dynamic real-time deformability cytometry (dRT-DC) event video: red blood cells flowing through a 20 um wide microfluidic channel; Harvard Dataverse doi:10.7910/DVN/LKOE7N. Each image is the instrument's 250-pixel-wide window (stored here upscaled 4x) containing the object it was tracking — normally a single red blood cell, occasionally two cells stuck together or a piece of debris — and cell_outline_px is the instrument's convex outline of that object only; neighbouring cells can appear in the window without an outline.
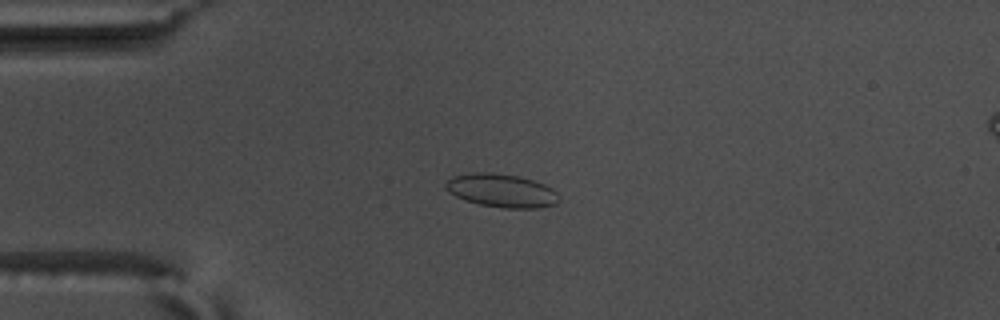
{"species": "common noctule bat (a hibernating species)", "species_latin": "Nyctalus noctula", "temperature_condition": "warm", "stored_images_in_passage": 56, "camera_frame_rate_fps": 3000, "um_per_image_px": 0.085, "animal": {"sex": "male", "body_mass_g": 17.5, "forearm_length_mm": 52.3}, "frame": {"image": 1, "passage_image": 14, "time_ms": 4.333, "image_size_px": [1000, 320], "cell_outline_px": [[560, 200], [556, 204], [540, 208], [504, 208], [480, 204], [464, 200], [448, 192], [444, 188], [444, 184], [452, 176], [472, 172], [492, 172], [516, 176], [532, 180], [544, 184], [552, 188], [556, 192]], "centroid_in_image_um": [42.61, 16.2], "position_along_channel_um": 42.4, "area_um2": 22.14}}
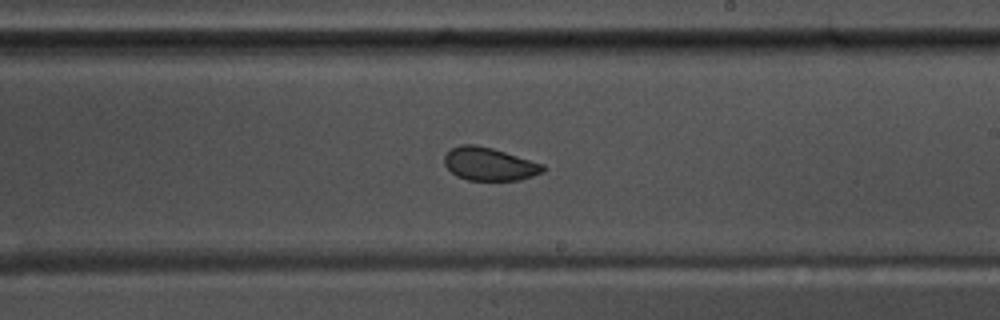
{"frame": {"image": 2, "passage_image": 33, "time_ms": 10.667, "image_size_px": [1000, 320], "cell_outline_px": [[544, 172], [520, 180], [468, 180], [456, 176], [444, 164], [444, 156], [452, 148], [460, 144], [476, 144], [492, 148], [544, 164]], "centroid_in_image_um": [41.58, 13.94], "position_along_channel_um": 247.4, "area_um2": 18.96}}
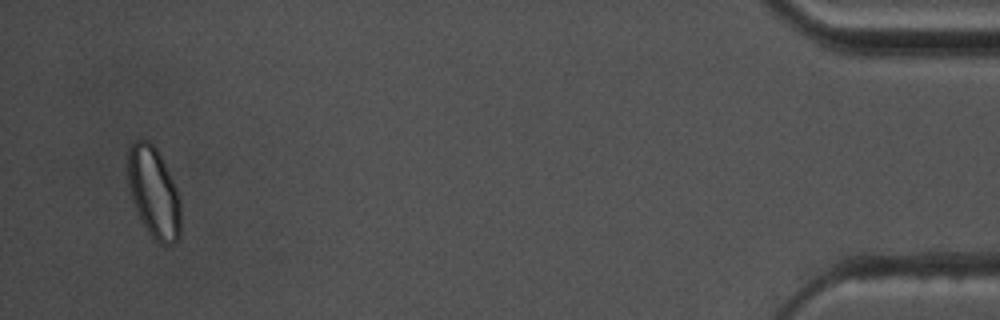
{"frame": {"image": 3, "passage_image": 54, "time_ms": 17.667, "image_size_px": [1000, 320], "cell_outline_px": [[180, 236], [172, 244], [164, 248], [148, 232], [132, 200], [128, 184], [128, 148], [132, 140], [148, 140], [156, 148], [176, 188], [180, 200]], "centroid_in_image_um": [13.06, 16.37], "position_along_channel_um": 422.1, "area_um2": 27.8}, "authors_computed_cell_mechanics": {"area_um2": 21.0103, "velocity_mm_per_s": 3.6433, "shape_relaxation_time_tau1_ms": null, "shape_relaxation_time_tau2_ms": 1.1988, "deformation_change_tau1": null, "deformation_change_tau2": 0.0536}}